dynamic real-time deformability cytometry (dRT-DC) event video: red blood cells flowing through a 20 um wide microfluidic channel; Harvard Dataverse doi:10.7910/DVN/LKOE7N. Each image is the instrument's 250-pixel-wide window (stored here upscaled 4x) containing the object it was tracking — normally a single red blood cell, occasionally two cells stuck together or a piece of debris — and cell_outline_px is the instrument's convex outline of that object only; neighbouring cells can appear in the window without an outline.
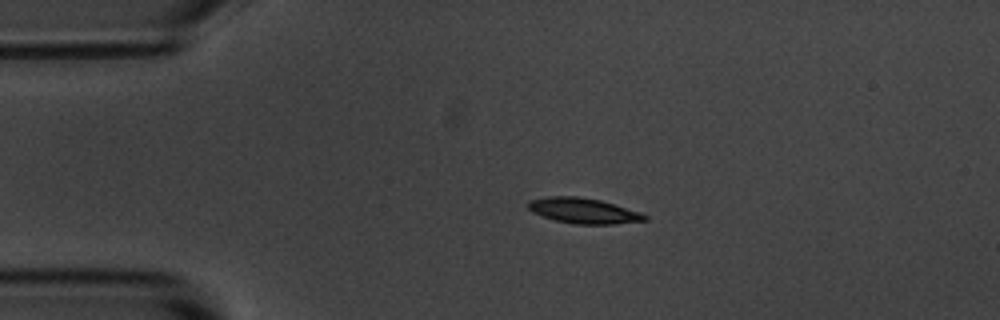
{"species": "common noctule bat (a hibernating species)", "species_latin": "Nyctalus noctula", "temperature_condition": "room temperature", "stored_images_in_passage": 4, "camera_frame_rate_fps": 3000, "um_per_image_px": 0.085, "animal": {"sex": "male", "body_mass_g": 20.1, "forearm_length_mm": 53.5}, "frame": {"image": 1, "passage_image": 3, "time_ms": 3.333, "image_size_px": [1000, 320], "cell_outline_px": [[648, 220], [616, 224], [576, 224], [556, 220], [532, 212], [528, 208], [528, 200], [548, 196], [576, 196], [600, 200], [640, 212], [648, 216]], "centroid_in_image_um": [49.6, 17.91], "position_along_channel_um": 35.4, "area_um2": 17.17}}